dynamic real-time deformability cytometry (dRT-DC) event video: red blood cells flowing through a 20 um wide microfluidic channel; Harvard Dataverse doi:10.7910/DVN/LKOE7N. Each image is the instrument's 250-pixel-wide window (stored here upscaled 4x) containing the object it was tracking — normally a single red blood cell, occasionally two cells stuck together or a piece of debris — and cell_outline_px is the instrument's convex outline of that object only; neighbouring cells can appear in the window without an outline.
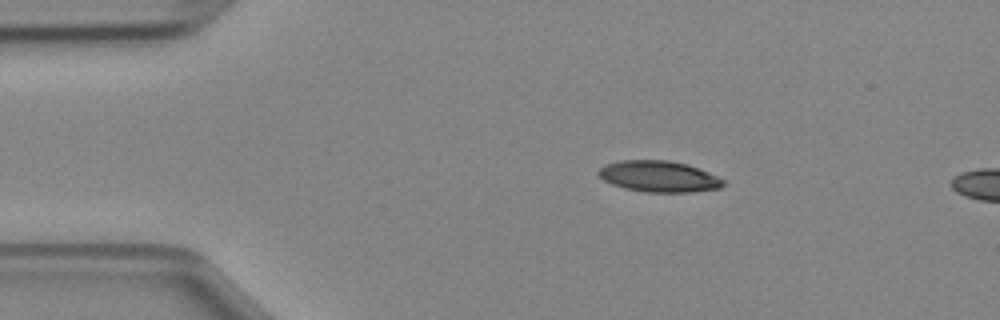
{"species": "Egyptian fruit bat (a non-hibernating species)", "species_latin": "Rousettus aegyptiacus", "temperature_condition": "cold", "stored_images_in_passage": 6, "camera_frame_rate_fps": 3000, "um_per_image_px": 0.085, "animal": {"sex": "female"}, "frame": {"image": 1, "passage_image": 1, "time_ms": 0.0, "image_size_px": [1000, 320], "cell_outline_px": [[724, 184], [720, 188], [692, 192], [648, 192], [624, 188], [612, 184], [604, 180], [596, 172], [604, 164], [620, 160], [668, 160], [688, 164], [708, 172], [724, 180]], "centroid_in_image_um": [55.99, 14.99], "position_along_channel_um": 29.0, "area_um2": 22.66}}